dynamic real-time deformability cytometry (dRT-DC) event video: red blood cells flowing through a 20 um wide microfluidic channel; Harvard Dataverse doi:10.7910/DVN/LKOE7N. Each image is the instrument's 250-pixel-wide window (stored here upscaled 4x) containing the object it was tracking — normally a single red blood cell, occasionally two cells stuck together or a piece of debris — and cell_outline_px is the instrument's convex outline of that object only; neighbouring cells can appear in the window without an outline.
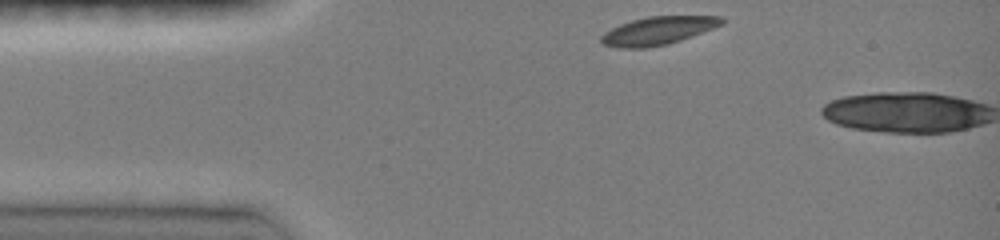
{"species": "common noctule bat (a hibernating species)", "species_latin": "Nyctalus noctula", "temperature_condition": "room temperature", "stored_images_in_passage": 2, "camera_frame_rate_fps": 3000, "um_per_image_px": 0.085, "animal": {"sex": "female", "body_mass_g": 19.0, "forearm_length_mm": 51.5}, "frame": {"image": 1, "passage_image": 1, "time_ms": 0.0, "image_size_px": [1000, 240], "cell_outline_px": [[724, 24], [680, 40], [668, 44], [648, 48], [616, 48], [604, 44], [600, 40], [600, 36], [604, 32], [620, 24], [632, 20], [648, 16], [720, 16], [724, 20]], "centroid_in_image_um": [55.9, 2.61], "position_along_channel_um": 29.1, "area_um2": 19.71}}